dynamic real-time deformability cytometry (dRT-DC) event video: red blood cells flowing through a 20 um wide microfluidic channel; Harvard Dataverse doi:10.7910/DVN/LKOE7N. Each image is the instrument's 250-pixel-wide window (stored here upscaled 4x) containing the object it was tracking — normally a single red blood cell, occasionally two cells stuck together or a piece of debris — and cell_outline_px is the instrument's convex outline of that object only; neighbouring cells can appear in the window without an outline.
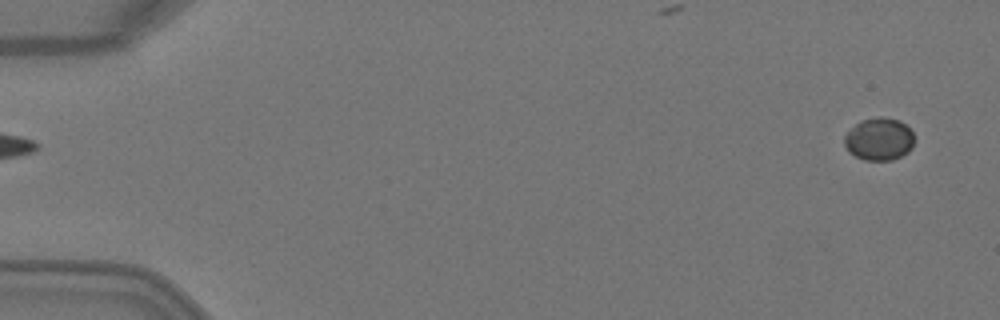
{"species": "Egyptian fruit bat (a non-hibernating species)", "species_latin": "Rousettus aegyptiacus", "temperature_condition": "warm", "stored_images_in_passage": 2, "segment_of_instrument_passage": [2, 2], "camera_frame_rate_fps": 3000, "um_per_image_px": 0.085, "animal": {"sex": "female"}, "frame": {"image": 1, "passage_image": 2, "time_ms": 0.333, "image_size_px": [1000, 320], "cell_outline_px": [[912, 148], [908, 152], [892, 160], [864, 160], [848, 152], [844, 144], [844, 136], [860, 120], [880, 116], [900, 120], [912, 132]], "centroid_in_image_um": [74.7, 11.82], "position_along_channel_um": 10.3, "area_um2": 17.22}}